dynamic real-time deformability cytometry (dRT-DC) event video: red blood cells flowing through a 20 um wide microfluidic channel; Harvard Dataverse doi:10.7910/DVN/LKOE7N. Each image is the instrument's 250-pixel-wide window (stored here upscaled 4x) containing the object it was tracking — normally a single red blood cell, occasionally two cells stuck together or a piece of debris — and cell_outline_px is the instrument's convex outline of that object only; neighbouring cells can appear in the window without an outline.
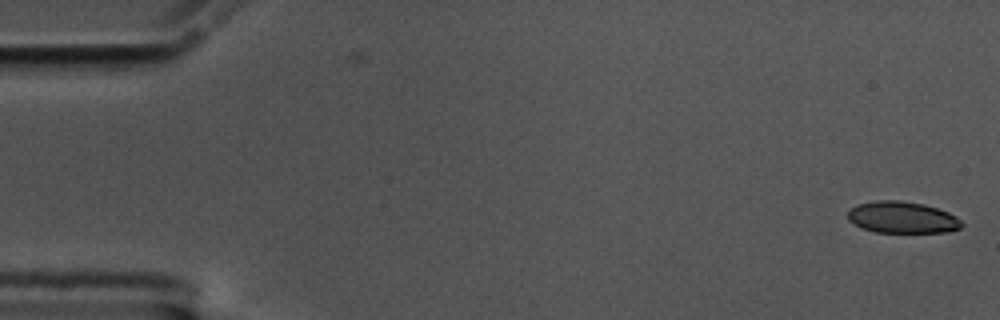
{"species": "common noctule bat (a hibernating species)", "species_latin": "Nyctalus noctula", "temperature_condition": "cold", "stored_images_in_passage": 56, "camera_frame_rate_fps": 3000, "um_per_image_px": 0.085, "animal": {"sex": "male", "body_mass_g": 17.5, "forearm_length_mm": 52.3}, "frame": {"image": 1, "passage_image": 1, "time_ms": 0.0, "image_size_px": [1000, 320], "cell_outline_px": [[964, 224], [960, 228], [948, 232], [876, 232], [860, 228], [848, 220], [848, 212], [856, 204], [876, 200], [900, 200], [924, 204], [948, 212], [956, 216]], "centroid_in_image_um": [76.68, 18.48], "position_along_channel_um": 8.3, "area_um2": 21.1}}
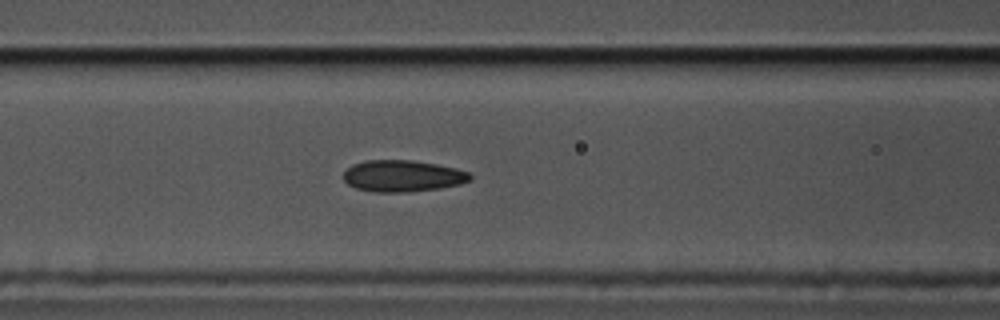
{"frame": {"image": 2, "passage_image": 23, "time_ms": 7.333, "image_size_px": [1000, 320], "cell_outline_px": [[472, 176], [468, 180], [460, 184], [440, 188], [404, 192], [376, 192], [356, 188], [348, 184], [344, 180], [344, 172], [352, 164], [364, 160], [412, 160], [436, 164], [456, 168], [468, 172]], "centroid_in_image_um": [34.2, 14.95], "position_along_channel_um": 132.4, "area_um2": 23.18}}
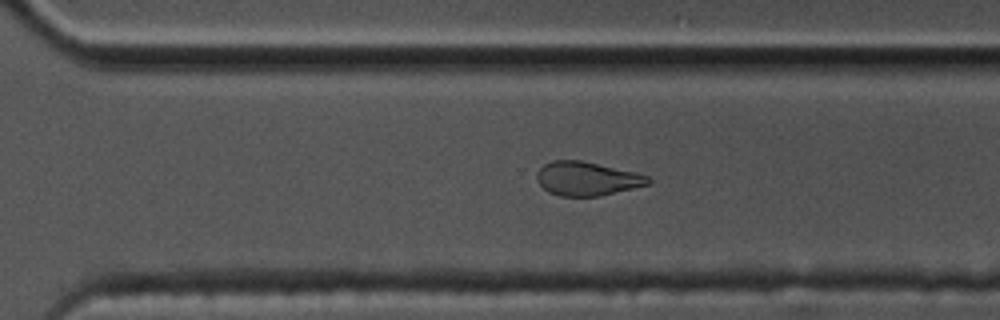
{"frame": {"image": 3, "passage_image": 39, "time_ms": 12.667, "image_size_px": [1000, 320], "cell_outline_px": [[652, 180], [648, 184], [600, 196], [560, 196], [548, 192], [536, 180], [536, 172], [544, 164], [552, 160], [580, 160], [636, 172], [648, 176]], "centroid_in_image_um": [49.86, 15.18], "position_along_channel_um": 320.7, "area_um2": 21.91}, "authors_computed_cell_mechanics": {"area_um2": 23.0622, "velocity_mm_per_s": 3.54, "shape_relaxation_time_tau1_ms": null, "shape_relaxation_time_tau2_ms": 3.4123, "deformation_change_tau1": null, "deformation_change_tau2": 0.0947}}